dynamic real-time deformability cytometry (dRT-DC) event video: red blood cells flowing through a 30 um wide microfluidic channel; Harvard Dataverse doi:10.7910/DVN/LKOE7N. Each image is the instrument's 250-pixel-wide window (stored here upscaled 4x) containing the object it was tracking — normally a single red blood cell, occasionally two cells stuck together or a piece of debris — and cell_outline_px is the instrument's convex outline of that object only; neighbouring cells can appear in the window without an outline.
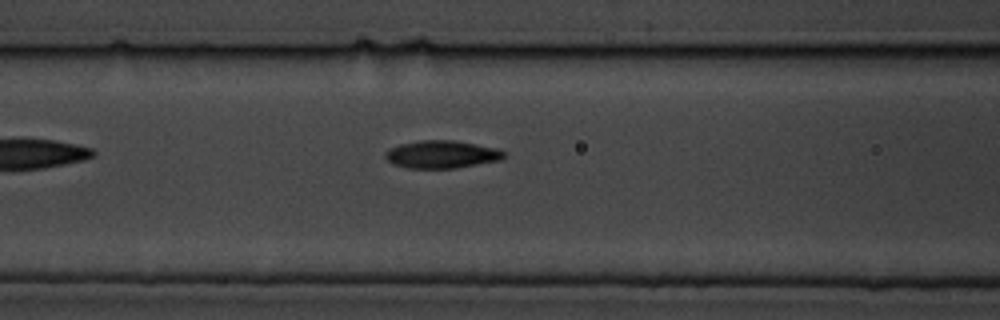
{"species": "common noctule bat (a hibernating species)", "species_latin": "Nyctalus noctula", "temperature_condition": "cold", "stored_images_in_passage": 7, "camera_frame_rate_fps": 3000, "um_per_image_px": 0.085, "animal": {"sex": "male", "body_mass_g": 19.5, "forearm_length_mm": 54.6}, "frame": {"image": 1, "passage_image": 7, "time_ms": 8.0, "image_size_px": [1000, 320], "cell_outline_px": [[508, 152], [500, 160], [456, 168], [408, 168], [392, 164], [384, 156], [384, 152], [388, 148], [400, 144], [420, 140], [452, 140], [476, 144], [496, 148]], "centroid_in_image_um": [37.52, 13.12], "position_along_channel_um": 129.1, "area_um2": 19.25}}